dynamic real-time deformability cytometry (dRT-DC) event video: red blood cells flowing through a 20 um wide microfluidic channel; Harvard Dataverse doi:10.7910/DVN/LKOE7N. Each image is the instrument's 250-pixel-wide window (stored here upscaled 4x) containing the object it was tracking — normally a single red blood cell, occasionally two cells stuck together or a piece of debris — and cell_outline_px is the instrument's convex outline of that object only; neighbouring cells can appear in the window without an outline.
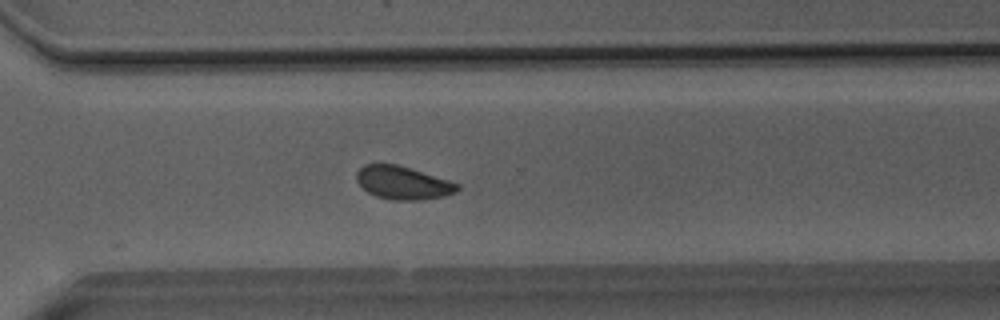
{"species": "Egyptian fruit bat (a non-hibernating species)", "species_latin": "Rousettus aegyptiacus", "temperature_condition": "room temperature", "stored_images_in_passage": 51, "camera_frame_rate_fps": 3000, "um_per_image_px": 0.085, "animal": {"sex": "male"}, "frame": {"image": 1, "passage_image": 37, "time_ms": 12.0, "image_size_px": [1000, 320], "cell_outline_px": [[460, 188], [456, 192], [444, 196], [416, 200], [392, 200], [376, 196], [368, 192], [356, 180], [356, 172], [364, 164], [396, 164], [412, 168], [460, 184]], "centroid_in_image_um": [34.25, 15.53], "position_along_channel_um": 336.4, "area_um2": 19.42}}
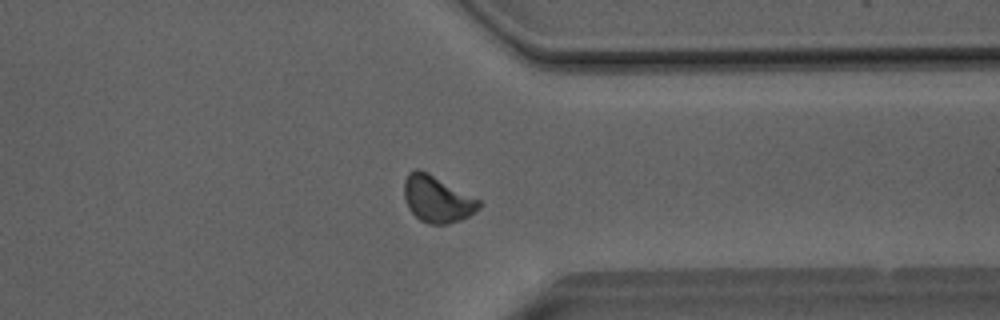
{"frame": {"image": 2, "passage_image": 40, "time_ms": 13.0, "image_size_px": [1000, 320], "cell_outline_px": [[480, 208], [468, 216], [460, 220], [448, 224], [428, 224], [420, 220], [408, 208], [404, 200], [404, 180], [408, 172], [416, 168], [428, 172], [480, 200]], "centroid_in_image_um": [37.12, 16.91], "position_along_channel_um": 374.3, "area_um2": 20.35}}
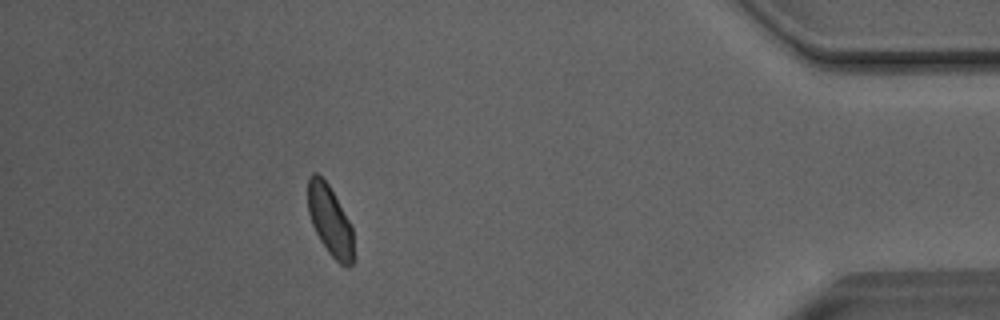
{"frame": {"image": 3, "passage_image": 46, "time_ms": 15.0, "image_size_px": [1000, 320], "cell_outline_px": [[356, 260], [352, 264], [340, 264], [328, 252], [320, 240], [312, 224], [308, 212], [308, 176], [312, 172], [316, 172], [328, 184], [348, 220], [352, 228], [356, 256]], "centroid_in_image_um": [28.06, 18.78], "position_along_channel_um": 407.1, "area_um2": 18.67}, "authors_computed_cell_mechanics": {"area_um2": 19.9988, "velocity_mm_per_s": 4.034, "shape_relaxation_time_tau1_ms": 3.3721, "shape_relaxation_time_tau2_ms": 2.5333, "deformation_change_tau1": 0.0784, "deformation_change_tau2": 0.0653}}